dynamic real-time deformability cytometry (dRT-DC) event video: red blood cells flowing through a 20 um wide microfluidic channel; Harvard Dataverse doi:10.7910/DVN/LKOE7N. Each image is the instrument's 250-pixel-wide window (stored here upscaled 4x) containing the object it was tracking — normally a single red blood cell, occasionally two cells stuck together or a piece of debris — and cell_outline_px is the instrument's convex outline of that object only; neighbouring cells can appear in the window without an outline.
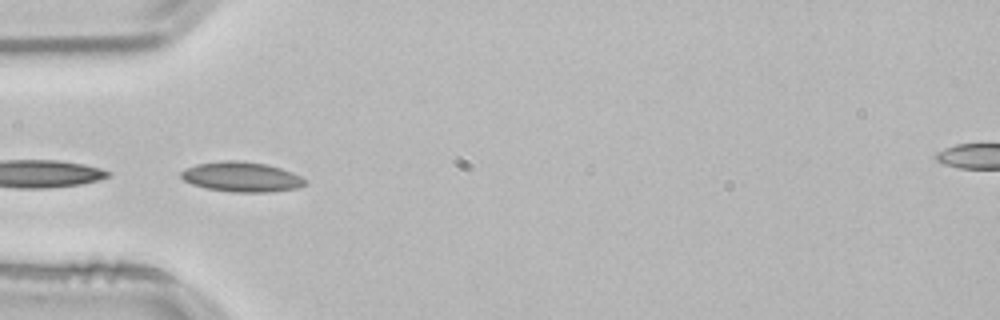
{"species": "common noctule bat (a hibernating species)", "species_latin": "Nyctalus noctula", "temperature_condition": "room temperature", "stored_images_in_passage": 20, "camera_frame_rate_fps": 3000, "um_per_image_px": 0.085, "animal": {"sex": "male", "body_mass_g": 21.5, "forearm_length_mm": 52.0}, "frame": {"image": 1, "passage_image": 11, "time_ms": 3.333, "image_size_px": [1000, 320], "cell_outline_px": [[304, 184], [296, 188], [268, 192], [232, 192], [208, 188], [192, 184], [184, 180], [180, 176], [180, 172], [184, 168], [196, 164], [220, 160], [236, 160], [268, 164], [292, 172], [300, 176], [304, 180]], "centroid_in_image_um": [20.48, 15.02], "position_along_channel_um": 64.5, "area_um2": 21.56}}